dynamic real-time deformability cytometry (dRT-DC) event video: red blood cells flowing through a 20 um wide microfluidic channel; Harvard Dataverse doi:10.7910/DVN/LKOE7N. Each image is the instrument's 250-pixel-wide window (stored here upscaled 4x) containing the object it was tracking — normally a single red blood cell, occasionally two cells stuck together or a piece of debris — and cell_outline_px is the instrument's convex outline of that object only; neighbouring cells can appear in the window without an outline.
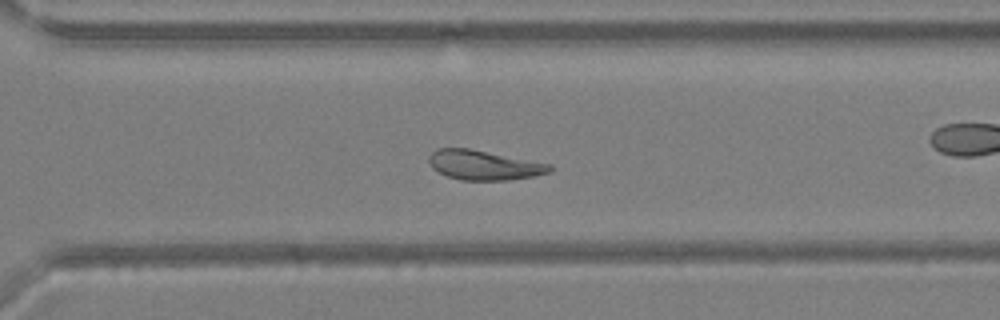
{"species": "Egyptian fruit bat (a non-hibernating species)", "species_latin": "Rousettus aegyptiacus", "temperature_condition": "warm", "stored_images_in_passage": 42, "camera_frame_rate_fps": 3000, "um_per_image_px": 0.085, "animal": {"sex": "female"}, "frame": {"image": 1, "passage_image": 30, "time_ms": 9.667, "image_size_px": [1000, 320], "cell_outline_px": [[552, 172], [532, 176], [508, 180], [460, 180], [448, 176], [432, 168], [428, 160], [428, 156], [436, 148], [468, 148], [552, 164]], "centroid_in_image_um": [41.13, 14.03], "position_along_channel_um": 329.5, "area_um2": 20.81}}
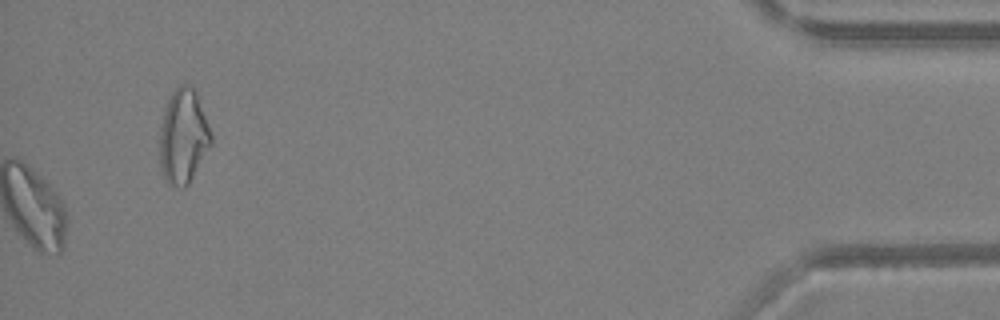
{"frame": {"image": 2, "passage_image": 42, "time_ms": 13.667, "image_size_px": [1000, 320], "cell_outline_px": [[212, 144], [188, 184], [184, 188], [180, 188], [168, 184], [164, 180], [160, 168], [160, 128], [164, 108], [172, 92], [180, 84], [188, 84], [196, 92], [212, 132]], "centroid_in_image_um": [15.57, 11.62], "position_along_channel_um": 419.6, "area_um2": 28.5}}